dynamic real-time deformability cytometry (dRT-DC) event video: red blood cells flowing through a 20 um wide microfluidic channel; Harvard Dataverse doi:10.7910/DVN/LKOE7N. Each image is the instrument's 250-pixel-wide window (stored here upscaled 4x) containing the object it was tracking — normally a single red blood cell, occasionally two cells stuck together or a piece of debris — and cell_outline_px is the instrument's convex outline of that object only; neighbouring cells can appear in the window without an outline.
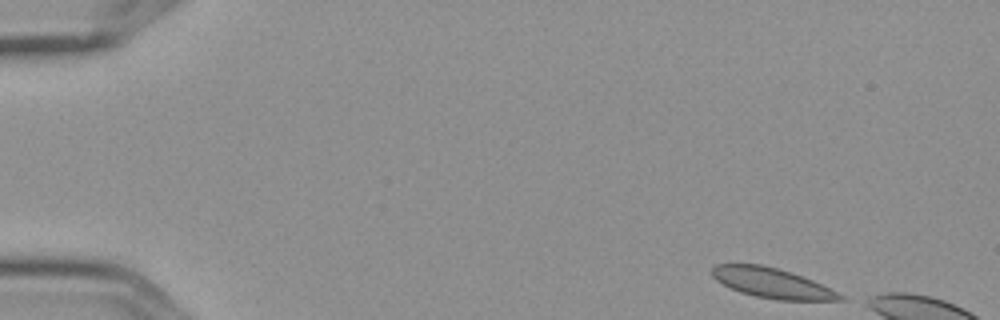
{"species": "Egyptian fruit bat (a non-hibernating species)", "species_latin": "Rousettus aegyptiacus", "temperature_condition": "cold", "stored_images_in_passage": 3, "camera_frame_rate_fps": 3000, "um_per_image_px": 0.085, "frame": {"image": 1, "passage_image": 1, "time_ms": 0.0, "image_size_px": [1000, 320], "cell_outline_px": [[848, 300], [776, 300], [756, 296], [740, 292], [716, 280], [712, 276], [712, 268], [716, 264], [760, 264], [792, 272], [804, 276], [844, 296]], "centroid_in_image_um": [65.62, 24.05], "position_along_channel_um": 19.4, "area_um2": 22.14}}